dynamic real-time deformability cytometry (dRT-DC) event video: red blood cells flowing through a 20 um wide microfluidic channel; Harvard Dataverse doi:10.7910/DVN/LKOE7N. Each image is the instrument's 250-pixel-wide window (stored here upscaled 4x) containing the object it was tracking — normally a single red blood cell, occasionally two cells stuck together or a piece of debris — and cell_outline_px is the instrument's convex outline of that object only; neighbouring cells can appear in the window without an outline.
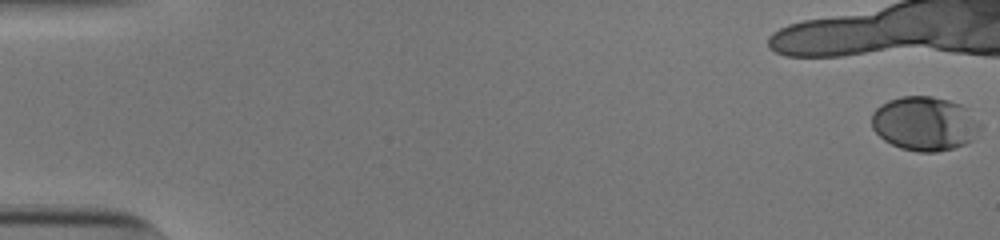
{"species": "human", "species_latin": "Homo sapiens", "temperature_condition": "cold", "stored_images_in_passage": 13, "camera_frame_rate_fps": 3000, "um_per_image_px": 0.085, "donor": {"sex": "male"}, "frame": {"image": 1, "passage_image": 1, "time_ms": 0.0, "image_size_px": [1000, 240], "cell_outline_px": [[984, 124], [972, 140], [964, 144], [952, 148], [936, 152], [916, 152], [900, 148], [884, 140], [872, 128], [872, 112], [880, 104], [888, 100], [900, 96], [932, 96], [948, 100], [960, 104], [968, 108]], "centroid_in_image_um": [78.62, 10.49], "position_along_channel_um": 6.4, "area_um2": 34.68}}